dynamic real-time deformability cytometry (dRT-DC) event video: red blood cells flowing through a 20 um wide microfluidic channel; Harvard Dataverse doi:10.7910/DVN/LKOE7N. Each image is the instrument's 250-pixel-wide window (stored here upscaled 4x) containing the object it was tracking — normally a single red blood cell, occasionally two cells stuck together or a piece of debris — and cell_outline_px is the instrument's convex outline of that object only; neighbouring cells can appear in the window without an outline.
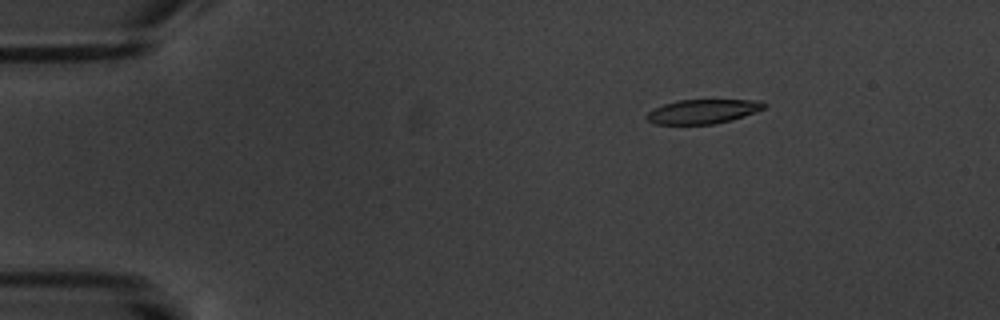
{"species": "common noctule bat (a hibernating species)", "species_latin": "Nyctalus noctula", "temperature_condition": "warm", "stored_images_in_passage": 6, "camera_frame_rate_fps": 3000, "um_per_image_px": 0.085, "animal": {"sex": "male", "body_mass_g": 20.1, "forearm_length_mm": 53.5}, "frame": {"image": 1, "passage_image": 3, "time_ms": 2.333, "image_size_px": [1000, 320], "cell_outline_px": [[768, 104], [764, 108], [756, 112], [744, 116], [716, 124], [656, 124], [648, 120], [644, 116], [648, 112], [664, 104], [680, 100], [760, 100]], "centroid_in_image_um": [59.77, 9.47], "position_along_channel_um": 25.2, "area_um2": 16.53}}
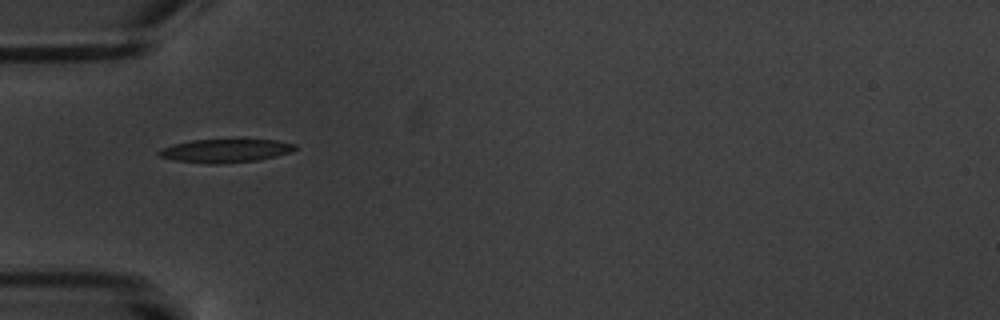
{"frame": {"image": 2, "passage_image": 5, "time_ms": 5.667, "image_size_px": [1000, 320], "cell_outline_px": [[296, 148], [288, 152], [276, 156], [256, 160], [220, 164], [208, 164], [172, 160], [160, 156], [156, 152], [160, 148], [172, 144], [192, 140], [244, 136], [276, 140], [296, 144]], "centroid_in_image_um": [19.15, 12.75], "position_along_channel_um": 65.9, "area_um2": 19.71}}